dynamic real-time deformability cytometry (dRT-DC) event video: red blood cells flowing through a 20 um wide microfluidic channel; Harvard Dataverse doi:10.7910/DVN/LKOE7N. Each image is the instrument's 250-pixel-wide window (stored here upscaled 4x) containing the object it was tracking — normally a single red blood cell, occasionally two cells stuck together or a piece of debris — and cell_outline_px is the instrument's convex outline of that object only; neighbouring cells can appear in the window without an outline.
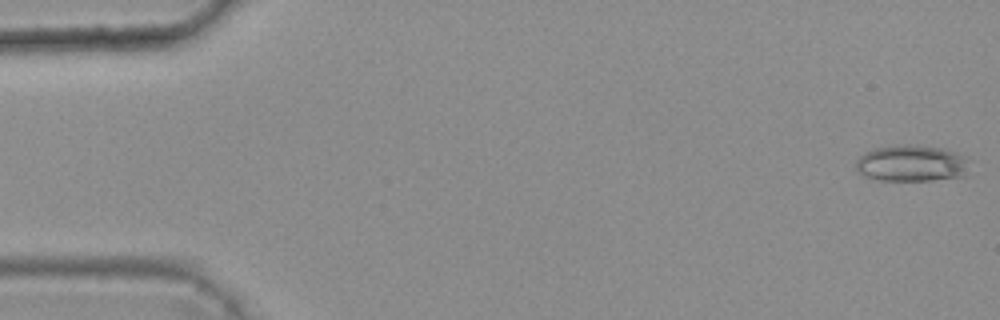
{"species": "common noctule bat (a hibernating species)", "species_latin": "Nyctalus noctula", "temperature_condition": "warm", "stored_images_in_passage": 4, "camera_frame_rate_fps": 3000, "um_per_image_px": 0.085, "animal": {"sex": "female", "body_mass_g": 25.1}, "frame": {"image": 1, "passage_image": 1, "time_ms": 0.0, "image_size_px": [1000, 320], "cell_outline_px": [[964, 176], [932, 180], [880, 180], [864, 176], [856, 168], [856, 160], [864, 152], [876, 148], [904, 144], [908, 144], [940, 148], [956, 152], [964, 156]], "centroid_in_image_um": [77.4, 13.88], "position_along_channel_um": 7.6, "area_um2": 23.58}}